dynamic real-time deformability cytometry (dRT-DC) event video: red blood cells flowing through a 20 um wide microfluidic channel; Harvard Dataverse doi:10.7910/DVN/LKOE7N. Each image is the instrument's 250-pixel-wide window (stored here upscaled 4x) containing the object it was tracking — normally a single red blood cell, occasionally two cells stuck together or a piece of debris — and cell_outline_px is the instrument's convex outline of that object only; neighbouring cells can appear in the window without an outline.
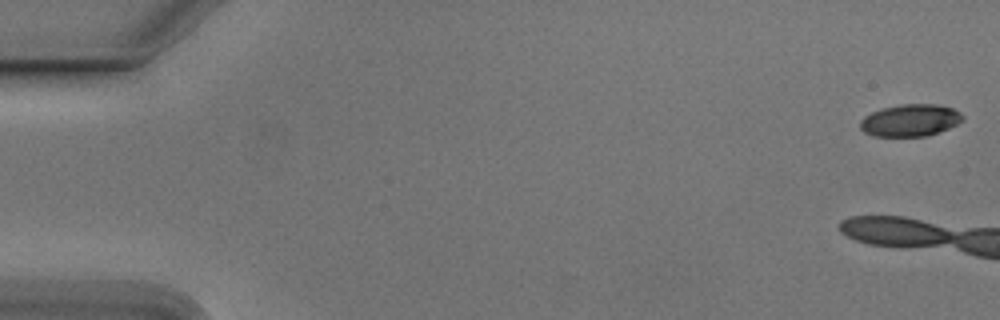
{"species": "Egyptian fruit bat (a non-hibernating species)", "species_latin": "Rousettus aegyptiacus", "temperature_condition": "cold", "stored_images_in_passage": 8, "camera_frame_rate_fps": 3000, "um_per_image_px": 0.085, "animal": {"sex": "male"}, "frame": {"image": 1, "passage_image": 1, "time_ms": 0.0, "image_size_px": [1000, 320], "cell_outline_px": [[964, 120], [948, 128], [928, 136], [876, 136], [864, 132], [860, 128], [860, 120], [864, 116], [872, 112], [884, 108], [900, 104], [936, 104], [952, 108], [960, 112], [964, 116]], "centroid_in_image_um": [77.38, 10.22], "position_along_channel_um": 7.6, "area_um2": 19.13}}